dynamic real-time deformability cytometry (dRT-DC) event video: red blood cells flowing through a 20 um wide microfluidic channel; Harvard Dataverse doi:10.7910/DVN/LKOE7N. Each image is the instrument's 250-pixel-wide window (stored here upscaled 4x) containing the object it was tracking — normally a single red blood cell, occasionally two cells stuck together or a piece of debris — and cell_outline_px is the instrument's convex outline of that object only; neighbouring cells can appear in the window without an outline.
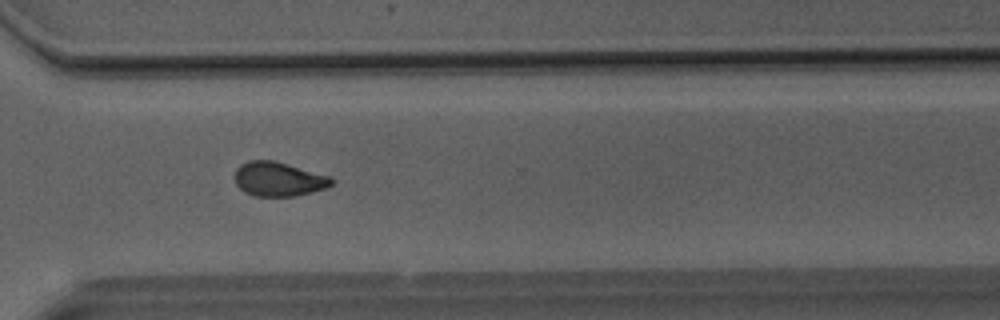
{"species": "Egyptian fruit bat (a non-hibernating species)", "species_latin": "Rousettus aegyptiacus", "temperature_condition": "room temperature", "stored_images_in_passage": 50, "camera_frame_rate_fps": 3000, "um_per_image_px": 0.085, "animal": {"sex": "male"}, "frame": {"image": 1, "passage_image": 36, "time_ms": 11.667, "image_size_px": [1000, 320], "cell_outline_px": [[336, 180], [328, 188], [296, 196], [256, 196], [244, 192], [236, 184], [236, 168], [240, 164], [248, 160], [272, 160], [288, 164], [332, 176]], "centroid_in_image_um": [23.73, 15.22], "position_along_channel_um": 346.9, "area_um2": 19.54}}
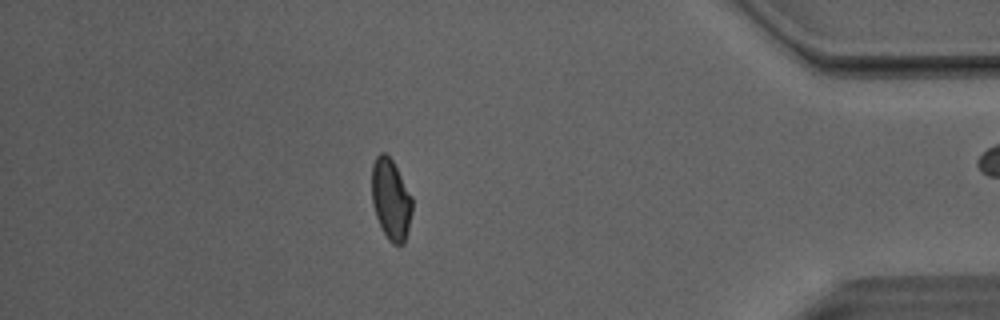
{"frame": {"image": 2, "passage_image": 43, "time_ms": 14.0, "image_size_px": [1000, 320], "cell_outline_px": [[412, 212], [404, 244], [392, 244], [388, 240], [376, 216], [372, 204], [372, 164], [376, 156], [380, 152], [384, 152], [392, 160], [412, 196]], "centroid_in_image_um": [33.22, 16.94], "position_along_channel_um": 402.0, "area_um2": 18.96}, "authors_computed_cell_mechanics": {"area_um2": 19.7387, "velocity_mm_per_s": 4.1011, "shape_relaxation_time_tau1_ms": null, "shape_relaxation_time_tau2_ms": 1.9818, "deformation_change_tau1": null, "deformation_change_tau2": 0.0827}}